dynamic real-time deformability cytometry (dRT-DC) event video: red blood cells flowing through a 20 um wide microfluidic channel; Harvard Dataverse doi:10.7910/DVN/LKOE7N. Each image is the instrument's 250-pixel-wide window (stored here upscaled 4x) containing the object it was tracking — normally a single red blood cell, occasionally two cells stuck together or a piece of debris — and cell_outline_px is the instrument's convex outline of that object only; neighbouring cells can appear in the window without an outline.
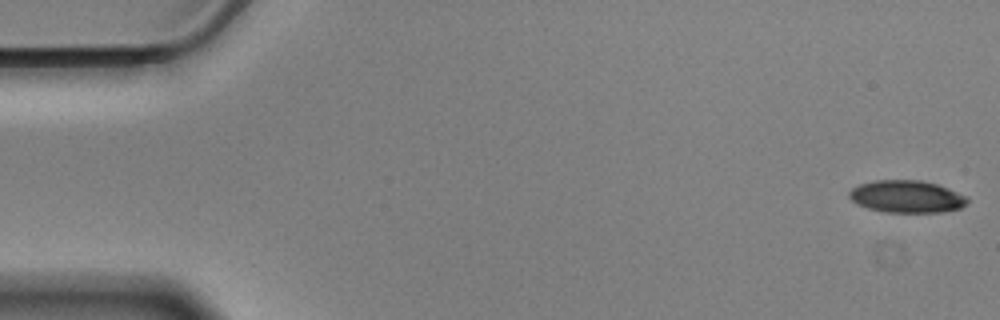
{"species": "Egyptian fruit bat (a non-hibernating species)", "species_latin": "Rousettus aegyptiacus", "temperature_condition": "cold", "stored_images_in_passage": 57, "camera_frame_rate_fps": 3000, "um_per_image_px": 0.085, "animal": {"sex": "male"}, "frame": {"image": 1, "passage_image": 1, "time_ms": 0.0, "image_size_px": [1000, 320], "cell_outline_px": [[968, 200], [960, 208], [940, 212], [884, 212], [868, 208], [856, 204], [848, 196], [848, 192], [852, 188], [860, 184], [876, 180], [920, 180], [936, 184], [948, 188], [968, 196]], "centroid_in_image_um": [77.05, 16.7], "position_along_channel_um": 8.0, "area_um2": 22.2}}
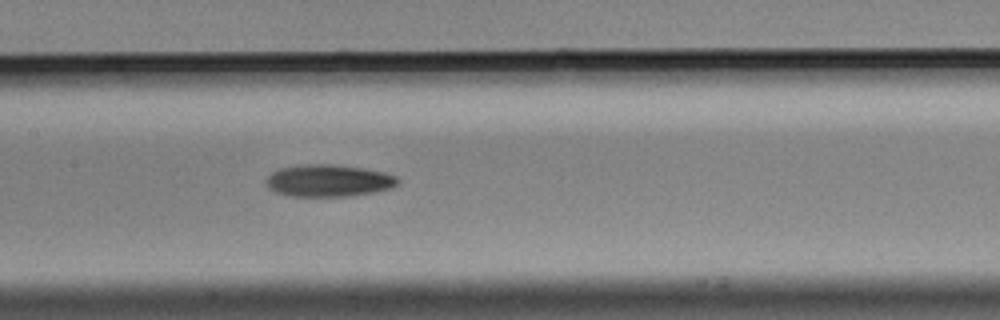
{"frame": {"image": 2, "passage_image": 27, "time_ms": 8.667, "image_size_px": [1000, 320], "cell_outline_px": [[400, 180], [392, 188], [376, 192], [352, 196], [288, 196], [276, 192], [268, 188], [264, 184], [264, 180], [272, 172], [280, 168], [308, 164], [332, 164], [360, 168], [384, 172], [396, 176]], "centroid_in_image_um": [27.91, 15.36], "position_along_channel_um": 179.5, "area_um2": 24.74}}
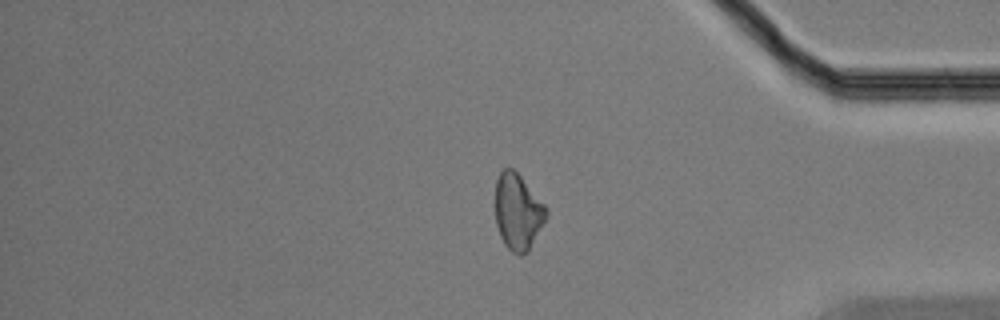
{"frame": {"image": 3, "passage_image": 47, "time_ms": 15.333, "image_size_px": [1000, 320], "cell_outline_px": [[548, 216], [528, 252], [520, 256], [512, 252], [504, 244], [500, 236], [496, 224], [496, 180], [500, 172], [504, 168], [512, 168], [520, 176], [548, 208]], "centroid_in_image_um": [44.03, 18.03], "position_along_channel_um": 391.2, "area_um2": 22.6}, "authors_computed_cell_mechanics": {"area_um2": 23.3512, "velocity_mm_per_s": 3.5125, "shape_relaxation_time_tau1_ms": 5.7245, "shape_relaxation_time_tau2_ms": null, "deformation_change_tau1": 0.1456, "deformation_change_tau2": null}}